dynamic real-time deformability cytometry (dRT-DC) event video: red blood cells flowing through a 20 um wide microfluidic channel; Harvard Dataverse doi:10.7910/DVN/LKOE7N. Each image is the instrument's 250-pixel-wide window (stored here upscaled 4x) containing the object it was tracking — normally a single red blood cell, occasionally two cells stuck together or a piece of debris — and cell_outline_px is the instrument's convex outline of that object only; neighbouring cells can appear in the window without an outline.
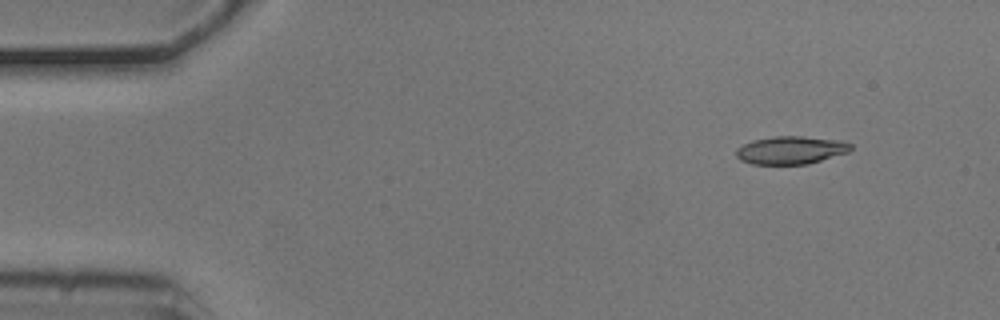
{"species": "common noctule bat (a hibernating species)", "species_latin": "Nyctalus noctula", "temperature_condition": "cold", "stored_images_in_passage": 6, "camera_frame_rate_fps": 3000, "um_per_image_px": 0.085, "animal": {"sex": "male", "body_mass_g": 20.5, "forearm_length_mm": 52.5}, "frame": {"image": 1, "passage_image": 2, "time_ms": 0.333, "image_size_px": [1000, 320], "cell_outline_px": [[852, 148], [848, 152], [808, 164], [752, 164], [740, 160], [736, 156], [736, 148], [752, 140], [776, 136], [800, 136], [844, 140], [852, 144]], "centroid_in_image_um": [67.23, 12.75], "position_along_channel_um": 17.8, "area_um2": 18.73}}
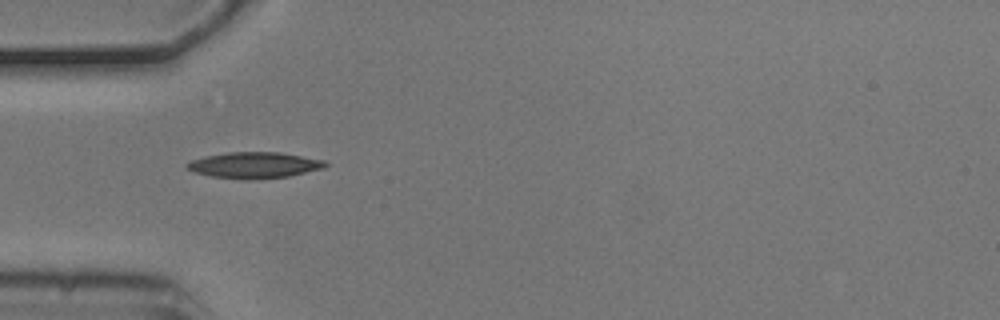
{"frame": {"image": 2, "passage_image": 5, "time_ms": 1.333, "image_size_px": [1000, 320], "cell_outline_px": [[328, 164], [324, 168], [288, 176], [244, 180], [212, 176], [192, 172], [184, 168], [184, 164], [192, 160], [204, 156], [228, 152], [280, 152], [324, 160]], "centroid_in_image_um": [21.56, 14.03], "position_along_channel_um": 63.4, "area_um2": 21.1}}
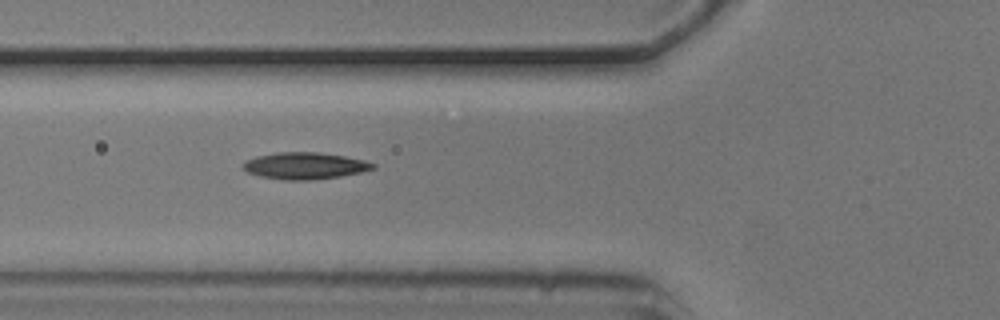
{"frame": {"image": 3, "passage_image": 6, "time_ms": 1.667, "image_size_px": [1000, 320], "cell_outline_px": [[376, 168], [360, 172], [340, 176], [308, 180], [288, 180], [260, 176], [248, 172], [244, 168], [244, 160], [256, 156], [276, 152], [320, 152], [344, 156], [364, 160], [376, 164]], "centroid_in_image_um": [25.91, 14.08], "position_along_channel_um": 99.9, "area_um2": 20.11}}